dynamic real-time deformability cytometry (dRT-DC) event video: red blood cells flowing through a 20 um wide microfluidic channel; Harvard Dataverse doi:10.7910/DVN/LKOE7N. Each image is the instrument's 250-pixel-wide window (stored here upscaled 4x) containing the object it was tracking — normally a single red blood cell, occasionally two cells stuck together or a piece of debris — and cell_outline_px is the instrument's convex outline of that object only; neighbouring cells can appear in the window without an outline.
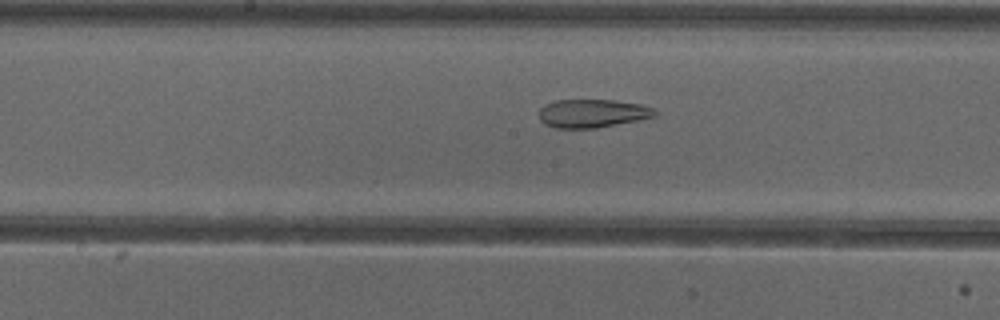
{"species": "common noctule bat (a hibernating species)", "species_latin": "Nyctalus noctula", "temperature_condition": "cold", "stored_images_in_passage": 32, "camera_frame_rate_fps": 3000, "um_per_image_px": 0.085, "animal": {"sex": "female"}, "frame": {"image": 1, "passage_image": 11, "time_ms": 3.333, "image_size_px": [1000, 320], "cell_outline_px": [[656, 116], [596, 128], [556, 128], [544, 124], [540, 120], [540, 108], [544, 104], [556, 100], [616, 100], [640, 104], [652, 108], [656, 112]], "centroid_in_image_um": [50.31, 9.63], "position_along_channel_um": 197.9, "area_um2": 19.02}}
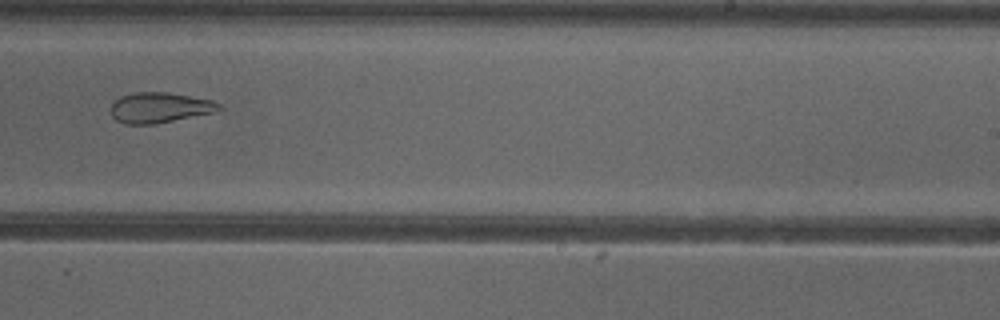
{"frame": {"image": 2, "passage_image": 17, "time_ms": 5.333, "image_size_px": [1000, 320], "cell_outline_px": [[224, 108], [216, 112], [152, 124], [124, 124], [116, 120], [112, 116], [108, 108], [120, 96], [136, 92], [168, 92], [212, 100], [220, 104]], "centroid_in_image_um": [13.56, 9.14], "position_along_channel_um": 275.4, "area_um2": 19.25}}
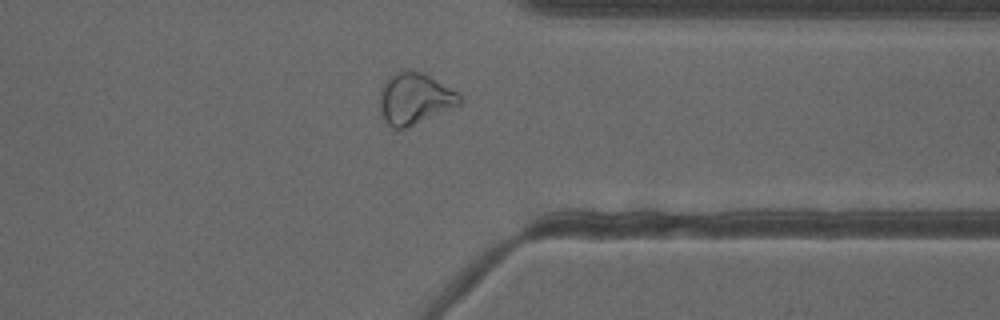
{"frame": {"image": 3, "passage_image": 25, "time_ms": 8.0, "image_size_px": [1000, 320], "cell_outline_px": [[464, 100], [460, 104], [408, 128], [396, 132], [380, 116], [380, 88], [396, 72], [408, 68], [420, 72], [428, 76], [456, 92]], "centroid_in_image_um": [35.2, 8.43], "position_along_channel_um": 376.2, "area_um2": 23.93}}